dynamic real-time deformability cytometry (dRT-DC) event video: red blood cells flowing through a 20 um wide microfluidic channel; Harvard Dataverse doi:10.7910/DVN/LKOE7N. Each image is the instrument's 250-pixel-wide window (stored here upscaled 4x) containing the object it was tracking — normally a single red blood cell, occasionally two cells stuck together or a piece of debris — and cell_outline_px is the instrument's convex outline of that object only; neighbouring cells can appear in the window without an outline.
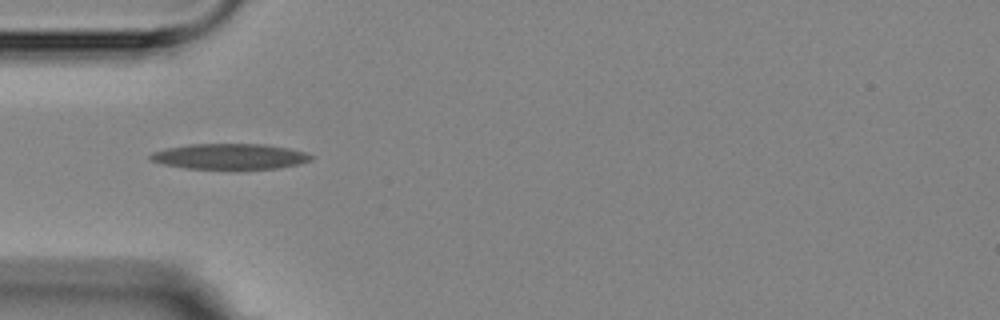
{"species": "Egyptian fruit bat (a non-hibernating species)", "species_latin": "Rousettus aegyptiacus", "temperature_condition": "room temperature", "stored_images_in_passage": 16, "camera_frame_rate_fps": 3000, "um_per_image_px": 0.085, "animal": {"sex": "female"}, "frame": {"image": 1, "passage_image": 5, "time_ms": 4.333, "image_size_px": [1000, 320], "cell_outline_px": [[316, 156], [312, 160], [300, 164], [276, 168], [184, 168], [164, 164], [152, 160], [148, 156], [152, 152], [168, 148], [192, 144], [260, 144], [288, 148], [304, 152]], "centroid_in_image_um": [19.57, 13.29], "position_along_channel_um": 65.4, "area_um2": 23.58}}
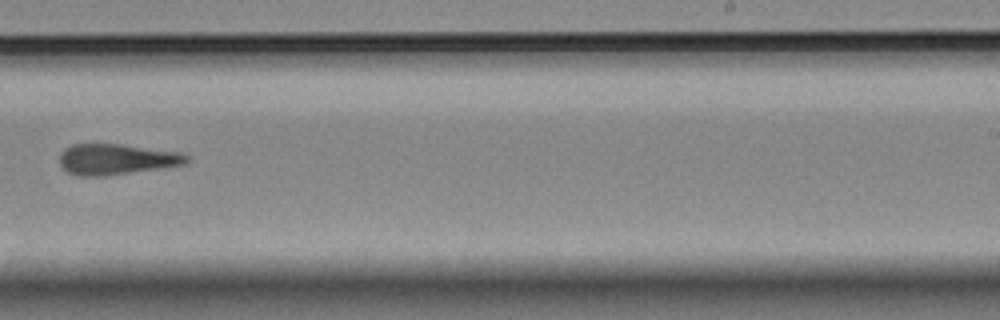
{"frame": {"image": 2, "passage_image": 10, "time_ms": 10.333, "image_size_px": [1000, 320], "cell_outline_px": [[192, 160], [188, 164], [108, 176], [80, 176], [68, 172], [60, 164], [60, 152], [64, 148], [72, 144], [120, 144], [180, 152], [188, 156]], "centroid_in_image_um": [9.93, 13.54], "position_along_channel_um": 279.1, "area_um2": 23.0}}
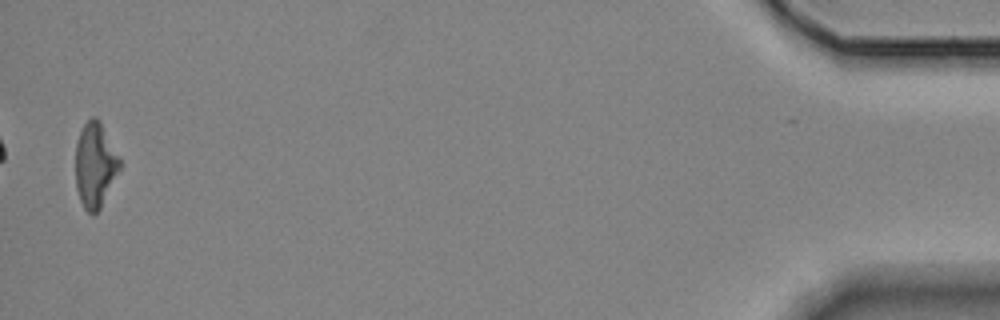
{"frame": {"image": 3, "passage_image": 16, "time_ms": 17.0, "image_size_px": [1000, 320], "cell_outline_px": [[120, 168], [100, 208], [92, 216], [84, 208], [80, 200], [76, 188], [76, 144], [80, 132], [84, 124], [92, 116], [96, 116], [100, 120], [120, 156]], "centroid_in_image_um": [8.09, 14.0], "position_along_channel_um": 427.1, "area_um2": 21.85}, "authors_computed_cell_mechanics": {"area_um2": 23.3512, "velocity_mm_per_s": 3.5608, "shape_relaxation_time_tau1_ms": null, "shape_relaxation_time_tau2_ms": 3.7386, "deformation_change_tau1": null, "deformation_change_tau2": 0.1429}}